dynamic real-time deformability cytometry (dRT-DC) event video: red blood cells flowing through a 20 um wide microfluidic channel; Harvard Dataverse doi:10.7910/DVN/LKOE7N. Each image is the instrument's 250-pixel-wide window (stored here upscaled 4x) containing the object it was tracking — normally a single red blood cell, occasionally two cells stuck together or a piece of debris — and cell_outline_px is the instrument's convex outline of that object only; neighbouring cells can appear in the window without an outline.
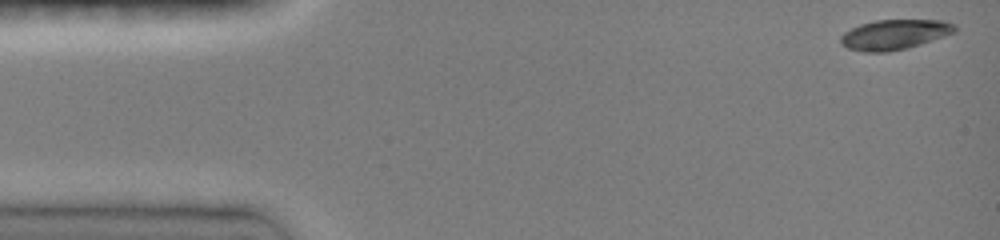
{"species": "common noctule bat (a hibernating species)", "species_latin": "Nyctalus noctula", "temperature_condition": "room temperature", "stored_images_in_passage": 12, "camera_frame_rate_fps": 3000, "um_per_image_px": 0.085, "animal": {"sex": "female", "body_mass_g": 19.0, "forearm_length_mm": 51.5}, "frame": {"image": 1, "passage_image": 1, "time_ms": 0.0, "image_size_px": [1000, 240], "cell_outline_px": [[956, 32], [908, 48], [888, 52], [864, 52], [848, 48], [840, 44], [840, 36], [844, 32], [860, 24], [876, 20], [944, 20], [956, 24]], "centroid_in_image_um": [76.03, 2.93], "position_along_channel_um": 9.0, "area_um2": 20.06}}
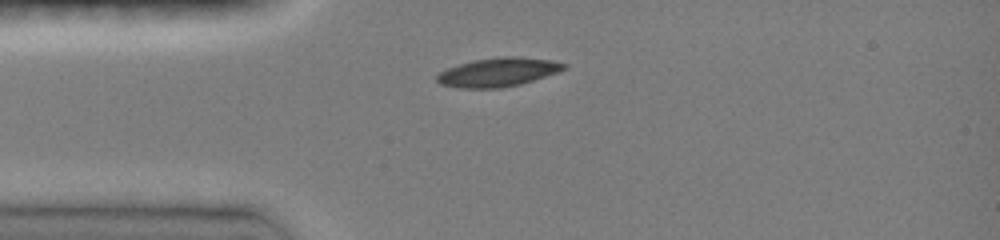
{"frame": {"image": 2, "passage_image": 7, "time_ms": 3.333, "image_size_px": [1000, 240], "cell_outline_px": [[568, 68], [520, 84], [500, 88], [460, 88], [440, 84], [436, 80], [436, 76], [440, 72], [448, 68], [472, 60], [504, 56], [516, 56], [552, 60], [568, 64]], "centroid_in_image_um": [42.34, 6.13], "position_along_channel_um": 42.7, "area_um2": 21.21}}